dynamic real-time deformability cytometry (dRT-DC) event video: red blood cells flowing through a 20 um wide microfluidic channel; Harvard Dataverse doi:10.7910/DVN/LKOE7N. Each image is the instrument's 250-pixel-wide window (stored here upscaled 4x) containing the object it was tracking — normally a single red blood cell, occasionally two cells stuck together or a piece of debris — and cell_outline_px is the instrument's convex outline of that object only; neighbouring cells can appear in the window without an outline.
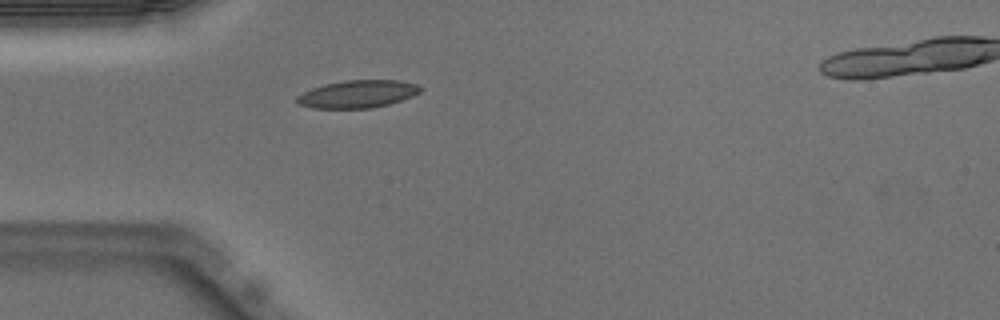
{"species": "Egyptian fruit bat (a non-hibernating species)", "species_latin": "Rousettus aegyptiacus", "temperature_condition": "warm", "stored_images_in_passage": 5, "camera_frame_rate_fps": 3000, "um_per_image_px": 0.085, "animal": {"sex": "male"}, "frame": {"image": 1, "passage_image": 1, "time_ms": 0.0, "image_size_px": [1000, 320], "cell_outline_px": [[424, 88], [420, 92], [412, 96], [388, 104], [372, 108], [312, 108], [300, 104], [296, 100], [296, 96], [312, 88], [324, 84], [344, 80], [396, 80], [416, 84]], "centroid_in_image_um": [30.4, 7.99], "position_along_channel_um": 54.6, "area_um2": 19.77}}